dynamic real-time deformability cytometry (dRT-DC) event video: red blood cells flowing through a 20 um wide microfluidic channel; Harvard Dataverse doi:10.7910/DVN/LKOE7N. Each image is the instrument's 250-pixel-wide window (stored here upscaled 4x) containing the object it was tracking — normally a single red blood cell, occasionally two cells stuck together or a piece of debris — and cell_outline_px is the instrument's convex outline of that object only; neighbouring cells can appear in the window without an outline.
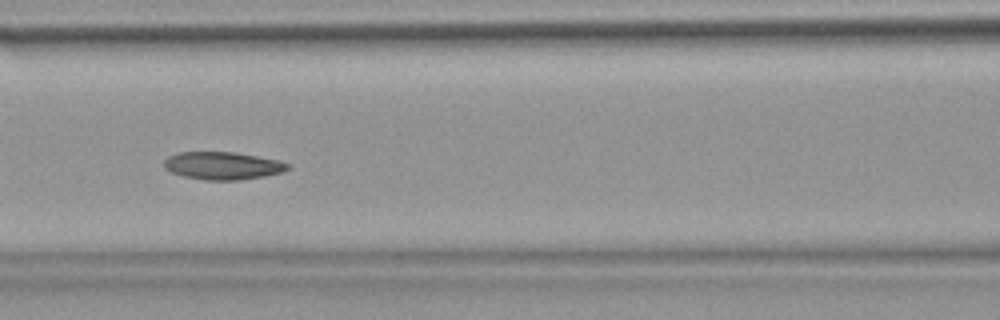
{"species": "common noctule bat (a hibernating species)", "species_latin": "Nyctalus noctula", "temperature_condition": "warm", "stored_images_in_passage": 18, "camera_frame_rate_fps": 3000, "um_per_image_px": 0.085, "animal": {"sex": "female", "body_mass_g": 18.4}, "frame": {"image": 1, "passage_image": 13, "time_ms": 4.0, "image_size_px": [1000, 320], "cell_outline_px": [[292, 164], [288, 168], [280, 172], [264, 176], [236, 180], [204, 180], [184, 176], [172, 172], [164, 168], [164, 160], [168, 156], [180, 152], [236, 152], [280, 160]], "centroid_in_image_um": [18.93, 14.07], "position_along_channel_um": 147.7, "area_um2": 19.94}}